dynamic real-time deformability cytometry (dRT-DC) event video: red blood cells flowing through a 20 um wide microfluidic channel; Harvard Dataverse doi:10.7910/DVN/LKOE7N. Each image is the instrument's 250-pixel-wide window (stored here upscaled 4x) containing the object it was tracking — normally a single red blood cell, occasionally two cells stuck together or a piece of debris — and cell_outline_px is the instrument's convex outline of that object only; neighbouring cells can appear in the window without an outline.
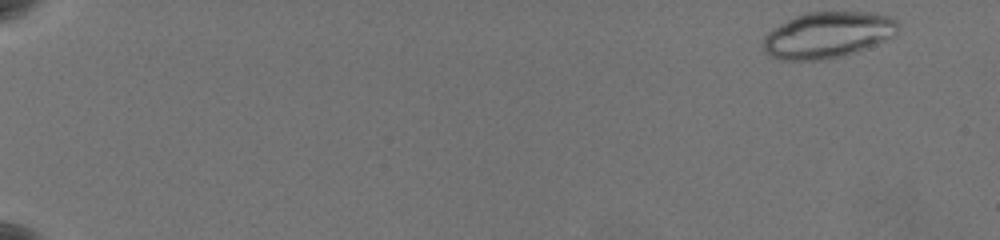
{"species": "common noctule bat (a hibernating species)", "species_latin": "Nyctalus noctula", "temperature_condition": "warm", "stored_images_in_passage": 59, "camera_frame_rate_fps": 3000, "um_per_image_px": 0.085, "animal": {"sex": "female", "body_mass_g": 19.5, "forearm_length_mm": 54.1}, "frame": {"image": 1, "passage_image": 1, "time_ms": 0.0, "image_size_px": [1000, 240], "cell_outline_px": [[896, 32], [892, 36], [884, 40], [844, 56], [820, 60], [780, 60], [768, 56], [764, 52], [764, 36], [768, 32], [780, 24], [796, 16], [808, 12], [868, 12], [892, 16], [896, 20]], "centroid_in_image_um": [70.31, 2.98], "position_along_channel_um": 14.7, "area_um2": 35.95}}
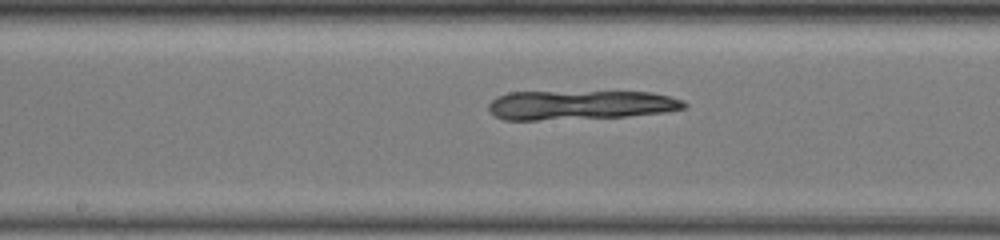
{"frame": {"image": 2, "passage_image": 33, "time_ms": 10.667, "image_size_px": [1000, 240], "cell_outline_px": [[688, 104], [684, 108], [668, 112], [628, 116], [536, 120], [504, 120], [488, 112], [488, 104], [496, 96], [508, 92], [652, 92], [684, 100]], "centroid_in_image_um": [49.31, 8.92], "position_along_channel_um": 198.9, "area_um2": 33.52}}
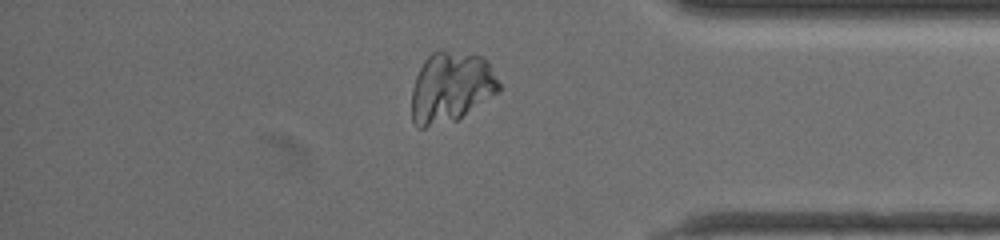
{"frame": {"image": 3, "passage_image": 51, "time_ms": 16.667, "image_size_px": [1000, 240], "cell_outline_px": [[500, 92], [456, 120], [424, 128], [416, 128], [412, 120], [412, 88], [416, 76], [424, 60], [432, 52], [448, 52], [484, 56], [488, 60], [500, 84]], "centroid_in_image_um": [38.34, 7.44], "position_along_channel_um": 396.9, "area_um2": 35.84}}